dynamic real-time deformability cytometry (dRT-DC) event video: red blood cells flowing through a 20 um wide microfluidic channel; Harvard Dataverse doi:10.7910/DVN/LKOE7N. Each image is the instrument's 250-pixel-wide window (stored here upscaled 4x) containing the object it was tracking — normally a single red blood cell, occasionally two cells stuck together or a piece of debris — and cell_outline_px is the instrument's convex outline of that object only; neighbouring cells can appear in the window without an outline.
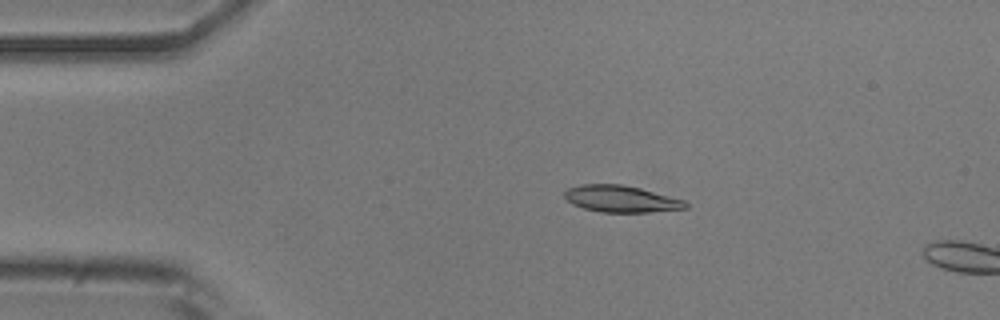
{"species": "common noctule bat (a hibernating species)", "species_latin": "Nyctalus noctula", "temperature_condition": "room temperature", "stored_images_in_passage": 13, "camera_frame_rate_fps": 3000, "um_per_image_px": 0.085, "animal": {"sex": "male", "body_mass_g": 20.5, "forearm_length_mm": 52.5}, "frame": {"image": 1, "passage_image": 10, "time_ms": 3.0, "image_size_px": [1000, 320], "cell_outline_px": [[688, 208], [648, 212], [600, 212], [584, 208], [572, 204], [564, 196], [564, 192], [568, 188], [580, 184], [620, 184], [640, 188], [684, 200], [688, 204]], "centroid_in_image_um": [52.78, 16.9], "position_along_channel_um": 32.2, "area_um2": 18.73}}